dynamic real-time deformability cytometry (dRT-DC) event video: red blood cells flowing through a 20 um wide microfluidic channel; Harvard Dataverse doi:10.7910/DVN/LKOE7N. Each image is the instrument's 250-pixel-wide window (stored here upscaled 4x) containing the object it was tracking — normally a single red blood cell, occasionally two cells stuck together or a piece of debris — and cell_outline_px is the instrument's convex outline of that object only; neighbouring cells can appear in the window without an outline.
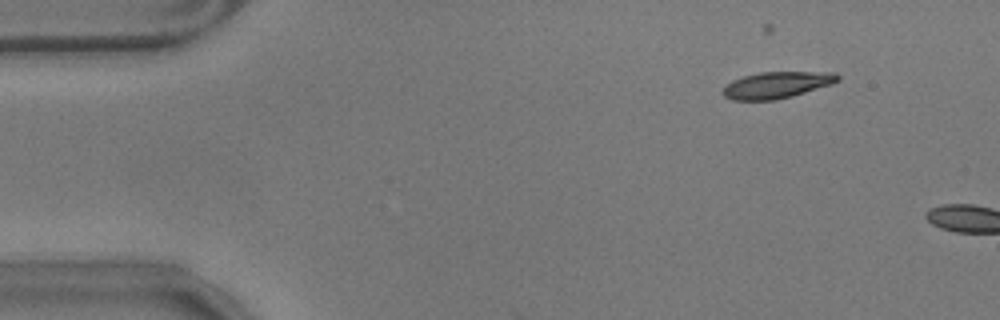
{"species": "common noctule bat (a hibernating species)", "species_latin": "Nyctalus noctula", "temperature_condition": "warm", "stored_images_in_passage": 4, "camera_frame_rate_fps": 3000, "um_per_image_px": 0.085, "animal": {"sex": "male", "body_mass_g": 17.9}, "frame": {"image": 1, "passage_image": 1, "time_ms": 0.0, "image_size_px": [1000, 320], "cell_outline_px": [[840, 80], [832, 84], [792, 96], [776, 100], [732, 100], [724, 96], [720, 92], [732, 80], [744, 76], [760, 72], [836, 72], [840, 76]], "centroid_in_image_um": [66.04, 7.22], "position_along_channel_um": 19.0, "area_um2": 17.8}}